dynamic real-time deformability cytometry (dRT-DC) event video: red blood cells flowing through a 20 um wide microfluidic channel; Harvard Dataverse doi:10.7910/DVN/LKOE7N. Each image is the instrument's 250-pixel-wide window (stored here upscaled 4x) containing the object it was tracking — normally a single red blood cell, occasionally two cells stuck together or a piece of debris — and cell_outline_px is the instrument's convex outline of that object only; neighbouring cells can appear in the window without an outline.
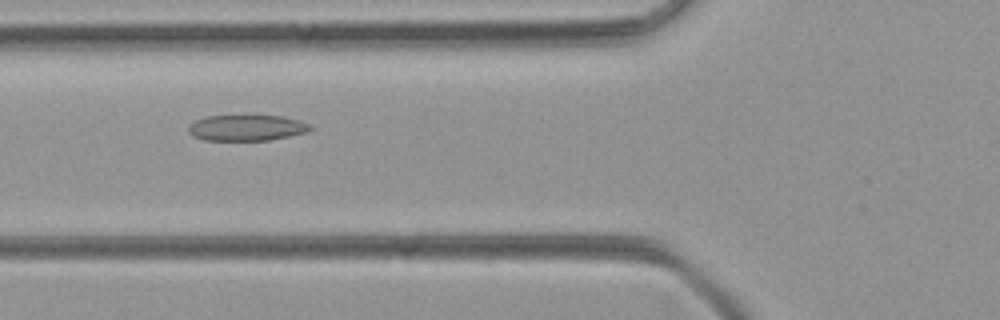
{"species": "common noctule bat (a hibernating species)", "species_latin": "Nyctalus noctula", "temperature_condition": "room temperature", "stored_images_in_passage": 28, "camera_frame_rate_fps": 3000, "um_per_image_px": 0.085, "animal": {"sex": "female", "body_mass_g": 21.9}, "frame": {"image": 1, "passage_image": 4, "time_ms": 1.0, "image_size_px": [1000, 320], "cell_outline_px": [[312, 128], [308, 132], [268, 140], [204, 140], [192, 136], [188, 132], [188, 124], [196, 120], [208, 116], [248, 112], [280, 116], [300, 120], [312, 124]], "centroid_in_image_um": [20.96, 10.8], "position_along_channel_um": 104.8, "area_um2": 19.42}}
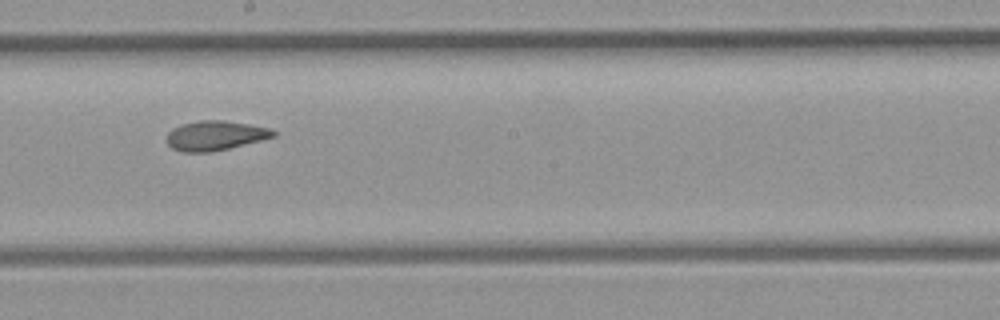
{"frame": {"image": 2, "passage_image": 13, "time_ms": 4.0, "image_size_px": [1000, 320], "cell_outline_px": [[276, 136], [228, 148], [208, 152], [184, 152], [172, 148], [168, 144], [168, 132], [172, 128], [180, 124], [200, 120], [220, 120], [248, 124], [268, 128], [276, 132]], "centroid_in_image_um": [18.26, 11.51], "position_along_channel_um": 229.9, "area_um2": 18.09}}
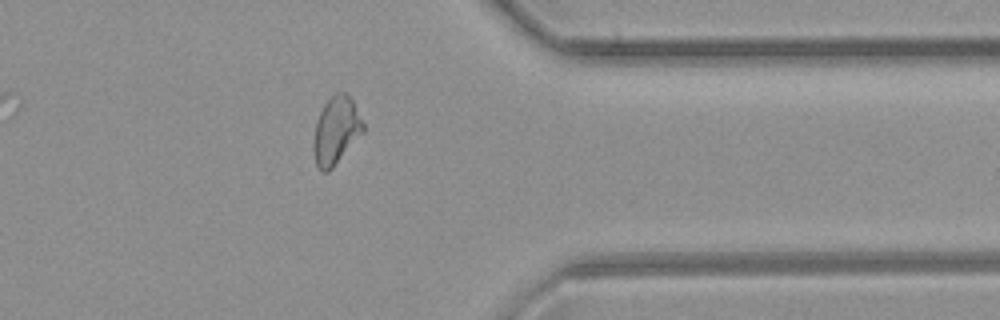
{"frame": {"image": 3, "passage_image": 25, "time_ms": 8.0, "image_size_px": [1000, 320], "cell_outline_px": [[364, 132], [332, 168], [328, 172], [324, 172], [316, 164], [312, 144], [316, 124], [320, 112], [324, 104], [336, 92], [344, 92], [352, 100], [364, 124]], "centroid_in_image_um": [28.56, 11.1], "position_along_channel_um": 382.8, "area_um2": 19.25}}